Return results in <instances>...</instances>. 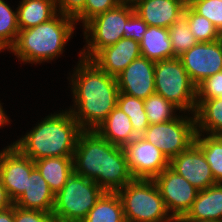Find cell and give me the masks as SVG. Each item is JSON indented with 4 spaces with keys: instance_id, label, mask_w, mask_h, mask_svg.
Listing matches in <instances>:
<instances>
[{
    "instance_id": "26",
    "label": "cell",
    "mask_w": 222,
    "mask_h": 222,
    "mask_svg": "<svg viewBox=\"0 0 222 222\" xmlns=\"http://www.w3.org/2000/svg\"><path fill=\"white\" fill-rule=\"evenodd\" d=\"M117 106L130 118L134 135L141 137L150 125L144 109V100L125 93H119Z\"/></svg>"
},
{
    "instance_id": "43",
    "label": "cell",
    "mask_w": 222,
    "mask_h": 222,
    "mask_svg": "<svg viewBox=\"0 0 222 222\" xmlns=\"http://www.w3.org/2000/svg\"><path fill=\"white\" fill-rule=\"evenodd\" d=\"M222 143V132H219L214 135Z\"/></svg>"
},
{
    "instance_id": "23",
    "label": "cell",
    "mask_w": 222,
    "mask_h": 222,
    "mask_svg": "<svg viewBox=\"0 0 222 222\" xmlns=\"http://www.w3.org/2000/svg\"><path fill=\"white\" fill-rule=\"evenodd\" d=\"M57 13L56 0H21L17 8L19 29L47 22Z\"/></svg>"
},
{
    "instance_id": "4",
    "label": "cell",
    "mask_w": 222,
    "mask_h": 222,
    "mask_svg": "<svg viewBox=\"0 0 222 222\" xmlns=\"http://www.w3.org/2000/svg\"><path fill=\"white\" fill-rule=\"evenodd\" d=\"M73 17L57 13L49 21L20 29L14 45L9 49L23 63L39 64L58 58L75 30Z\"/></svg>"
},
{
    "instance_id": "41",
    "label": "cell",
    "mask_w": 222,
    "mask_h": 222,
    "mask_svg": "<svg viewBox=\"0 0 222 222\" xmlns=\"http://www.w3.org/2000/svg\"><path fill=\"white\" fill-rule=\"evenodd\" d=\"M184 7H191L197 0H178Z\"/></svg>"
},
{
    "instance_id": "8",
    "label": "cell",
    "mask_w": 222,
    "mask_h": 222,
    "mask_svg": "<svg viewBox=\"0 0 222 222\" xmlns=\"http://www.w3.org/2000/svg\"><path fill=\"white\" fill-rule=\"evenodd\" d=\"M134 12L132 2H122L115 8L89 20L83 26L86 47L84 45L79 56L90 60L102 48L122 39L126 22Z\"/></svg>"
},
{
    "instance_id": "14",
    "label": "cell",
    "mask_w": 222,
    "mask_h": 222,
    "mask_svg": "<svg viewBox=\"0 0 222 222\" xmlns=\"http://www.w3.org/2000/svg\"><path fill=\"white\" fill-rule=\"evenodd\" d=\"M169 167L200 190L217 184L201 148L194 142L169 161Z\"/></svg>"
},
{
    "instance_id": "36",
    "label": "cell",
    "mask_w": 222,
    "mask_h": 222,
    "mask_svg": "<svg viewBox=\"0 0 222 222\" xmlns=\"http://www.w3.org/2000/svg\"><path fill=\"white\" fill-rule=\"evenodd\" d=\"M148 28L147 23L134 12L126 22L123 38H129L140 43L143 40V34Z\"/></svg>"
},
{
    "instance_id": "17",
    "label": "cell",
    "mask_w": 222,
    "mask_h": 222,
    "mask_svg": "<svg viewBox=\"0 0 222 222\" xmlns=\"http://www.w3.org/2000/svg\"><path fill=\"white\" fill-rule=\"evenodd\" d=\"M132 4L148 26L167 29L181 17L185 9L178 0H133Z\"/></svg>"
},
{
    "instance_id": "45",
    "label": "cell",
    "mask_w": 222,
    "mask_h": 222,
    "mask_svg": "<svg viewBox=\"0 0 222 222\" xmlns=\"http://www.w3.org/2000/svg\"><path fill=\"white\" fill-rule=\"evenodd\" d=\"M122 2H132L133 0H121Z\"/></svg>"
},
{
    "instance_id": "11",
    "label": "cell",
    "mask_w": 222,
    "mask_h": 222,
    "mask_svg": "<svg viewBox=\"0 0 222 222\" xmlns=\"http://www.w3.org/2000/svg\"><path fill=\"white\" fill-rule=\"evenodd\" d=\"M179 59L192 82L198 86L206 78L222 71V45L219 40L198 42Z\"/></svg>"
},
{
    "instance_id": "28",
    "label": "cell",
    "mask_w": 222,
    "mask_h": 222,
    "mask_svg": "<svg viewBox=\"0 0 222 222\" xmlns=\"http://www.w3.org/2000/svg\"><path fill=\"white\" fill-rule=\"evenodd\" d=\"M17 8L14 11L4 0H0V52L14 45L18 32Z\"/></svg>"
},
{
    "instance_id": "44",
    "label": "cell",
    "mask_w": 222,
    "mask_h": 222,
    "mask_svg": "<svg viewBox=\"0 0 222 222\" xmlns=\"http://www.w3.org/2000/svg\"><path fill=\"white\" fill-rule=\"evenodd\" d=\"M219 41H220V43L222 45V32L220 33Z\"/></svg>"
},
{
    "instance_id": "34",
    "label": "cell",
    "mask_w": 222,
    "mask_h": 222,
    "mask_svg": "<svg viewBox=\"0 0 222 222\" xmlns=\"http://www.w3.org/2000/svg\"><path fill=\"white\" fill-rule=\"evenodd\" d=\"M222 98V71L206 78L197 86L196 105L203 100Z\"/></svg>"
},
{
    "instance_id": "20",
    "label": "cell",
    "mask_w": 222,
    "mask_h": 222,
    "mask_svg": "<svg viewBox=\"0 0 222 222\" xmlns=\"http://www.w3.org/2000/svg\"><path fill=\"white\" fill-rule=\"evenodd\" d=\"M95 131L111 144L120 147H125L136 138L130 118L118 106L97 126Z\"/></svg>"
},
{
    "instance_id": "18",
    "label": "cell",
    "mask_w": 222,
    "mask_h": 222,
    "mask_svg": "<svg viewBox=\"0 0 222 222\" xmlns=\"http://www.w3.org/2000/svg\"><path fill=\"white\" fill-rule=\"evenodd\" d=\"M54 201V193L35 167L27 179L25 191L13 204L24 209L52 212Z\"/></svg>"
},
{
    "instance_id": "35",
    "label": "cell",
    "mask_w": 222,
    "mask_h": 222,
    "mask_svg": "<svg viewBox=\"0 0 222 222\" xmlns=\"http://www.w3.org/2000/svg\"><path fill=\"white\" fill-rule=\"evenodd\" d=\"M14 222H57L52 212L24 209L14 205Z\"/></svg>"
},
{
    "instance_id": "1",
    "label": "cell",
    "mask_w": 222,
    "mask_h": 222,
    "mask_svg": "<svg viewBox=\"0 0 222 222\" xmlns=\"http://www.w3.org/2000/svg\"><path fill=\"white\" fill-rule=\"evenodd\" d=\"M73 70V106L68 110L83 130H95L117 106V78L100 70L91 60L80 57Z\"/></svg>"
},
{
    "instance_id": "24",
    "label": "cell",
    "mask_w": 222,
    "mask_h": 222,
    "mask_svg": "<svg viewBox=\"0 0 222 222\" xmlns=\"http://www.w3.org/2000/svg\"><path fill=\"white\" fill-rule=\"evenodd\" d=\"M194 115L197 133L215 135L222 132V98L203 100Z\"/></svg>"
},
{
    "instance_id": "22",
    "label": "cell",
    "mask_w": 222,
    "mask_h": 222,
    "mask_svg": "<svg viewBox=\"0 0 222 222\" xmlns=\"http://www.w3.org/2000/svg\"><path fill=\"white\" fill-rule=\"evenodd\" d=\"M141 56L154 62L174 58L169 29L148 26L140 42Z\"/></svg>"
},
{
    "instance_id": "29",
    "label": "cell",
    "mask_w": 222,
    "mask_h": 222,
    "mask_svg": "<svg viewBox=\"0 0 222 222\" xmlns=\"http://www.w3.org/2000/svg\"><path fill=\"white\" fill-rule=\"evenodd\" d=\"M144 109L149 124H157L175 119L179 109L159 94H152L144 100ZM176 114V115H175Z\"/></svg>"
},
{
    "instance_id": "5",
    "label": "cell",
    "mask_w": 222,
    "mask_h": 222,
    "mask_svg": "<svg viewBox=\"0 0 222 222\" xmlns=\"http://www.w3.org/2000/svg\"><path fill=\"white\" fill-rule=\"evenodd\" d=\"M119 195L125 222H176L153 179H133Z\"/></svg>"
},
{
    "instance_id": "6",
    "label": "cell",
    "mask_w": 222,
    "mask_h": 222,
    "mask_svg": "<svg viewBox=\"0 0 222 222\" xmlns=\"http://www.w3.org/2000/svg\"><path fill=\"white\" fill-rule=\"evenodd\" d=\"M155 93L179 109L194 114L197 86L192 82L179 57L157 61L154 69Z\"/></svg>"
},
{
    "instance_id": "10",
    "label": "cell",
    "mask_w": 222,
    "mask_h": 222,
    "mask_svg": "<svg viewBox=\"0 0 222 222\" xmlns=\"http://www.w3.org/2000/svg\"><path fill=\"white\" fill-rule=\"evenodd\" d=\"M153 180L171 216L175 220L183 217L191 208L199 190L170 167L165 168Z\"/></svg>"
},
{
    "instance_id": "12",
    "label": "cell",
    "mask_w": 222,
    "mask_h": 222,
    "mask_svg": "<svg viewBox=\"0 0 222 222\" xmlns=\"http://www.w3.org/2000/svg\"><path fill=\"white\" fill-rule=\"evenodd\" d=\"M124 149L134 179H154L169 167V160L161 150L143 137H136Z\"/></svg>"
},
{
    "instance_id": "3",
    "label": "cell",
    "mask_w": 222,
    "mask_h": 222,
    "mask_svg": "<svg viewBox=\"0 0 222 222\" xmlns=\"http://www.w3.org/2000/svg\"><path fill=\"white\" fill-rule=\"evenodd\" d=\"M83 129L69 110L46 116L19 140L15 146L23 155L36 161L51 157H73Z\"/></svg>"
},
{
    "instance_id": "25",
    "label": "cell",
    "mask_w": 222,
    "mask_h": 222,
    "mask_svg": "<svg viewBox=\"0 0 222 222\" xmlns=\"http://www.w3.org/2000/svg\"><path fill=\"white\" fill-rule=\"evenodd\" d=\"M81 222H125L117 192H104Z\"/></svg>"
},
{
    "instance_id": "39",
    "label": "cell",
    "mask_w": 222,
    "mask_h": 222,
    "mask_svg": "<svg viewBox=\"0 0 222 222\" xmlns=\"http://www.w3.org/2000/svg\"><path fill=\"white\" fill-rule=\"evenodd\" d=\"M0 222H14V204L6 210L0 211Z\"/></svg>"
},
{
    "instance_id": "30",
    "label": "cell",
    "mask_w": 222,
    "mask_h": 222,
    "mask_svg": "<svg viewBox=\"0 0 222 222\" xmlns=\"http://www.w3.org/2000/svg\"><path fill=\"white\" fill-rule=\"evenodd\" d=\"M169 35L175 57H179L198 43L190 31L188 19L184 14L169 27Z\"/></svg>"
},
{
    "instance_id": "7",
    "label": "cell",
    "mask_w": 222,
    "mask_h": 222,
    "mask_svg": "<svg viewBox=\"0 0 222 222\" xmlns=\"http://www.w3.org/2000/svg\"><path fill=\"white\" fill-rule=\"evenodd\" d=\"M104 192L93 180L73 172L55 195L52 213L57 222H81Z\"/></svg>"
},
{
    "instance_id": "31",
    "label": "cell",
    "mask_w": 222,
    "mask_h": 222,
    "mask_svg": "<svg viewBox=\"0 0 222 222\" xmlns=\"http://www.w3.org/2000/svg\"><path fill=\"white\" fill-rule=\"evenodd\" d=\"M183 14L187 17L190 31L198 42L219 40V30L207 18L197 14L191 7H185Z\"/></svg>"
},
{
    "instance_id": "37",
    "label": "cell",
    "mask_w": 222,
    "mask_h": 222,
    "mask_svg": "<svg viewBox=\"0 0 222 222\" xmlns=\"http://www.w3.org/2000/svg\"><path fill=\"white\" fill-rule=\"evenodd\" d=\"M86 0H56L57 11L61 14L75 17L83 8Z\"/></svg>"
},
{
    "instance_id": "21",
    "label": "cell",
    "mask_w": 222,
    "mask_h": 222,
    "mask_svg": "<svg viewBox=\"0 0 222 222\" xmlns=\"http://www.w3.org/2000/svg\"><path fill=\"white\" fill-rule=\"evenodd\" d=\"M35 167L56 195L74 172L73 157H51L34 161Z\"/></svg>"
},
{
    "instance_id": "19",
    "label": "cell",
    "mask_w": 222,
    "mask_h": 222,
    "mask_svg": "<svg viewBox=\"0 0 222 222\" xmlns=\"http://www.w3.org/2000/svg\"><path fill=\"white\" fill-rule=\"evenodd\" d=\"M177 220H214L222 222V183L197 193L187 213Z\"/></svg>"
},
{
    "instance_id": "13",
    "label": "cell",
    "mask_w": 222,
    "mask_h": 222,
    "mask_svg": "<svg viewBox=\"0 0 222 222\" xmlns=\"http://www.w3.org/2000/svg\"><path fill=\"white\" fill-rule=\"evenodd\" d=\"M34 168V161L23 155L15 146H7L0 151V176L13 203L25 191L27 179Z\"/></svg>"
},
{
    "instance_id": "33",
    "label": "cell",
    "mask_w": 222,
    "mask_h": 222,
    "mask_svg": "<svg viewBox=\"0 0 222 222\" xmlns=\"http://www.w3.org/2000/svg\"><path fill=\"white\" fill-rule=\"evenodd\" d=\"M191 8L200 16L207 18L222 32V1L221 0H197Z\"/></svg>"
},
{
    "instance_id": "27",
    "label": "cell",
    "mask_w": 222,
    "mask_h": 222,
    "mask_svg": "<svg viewBox=\"0 0 222 222\" xmlns=\"http://www.w3.org/2000/svg\"><path fill=\"white\" fill-rule=\"evenodd\" d=\"M195 143L201 148L216 183H222V143L214 136L196 133Z\"/></svg>"
},
{
    "instance_id": "38",
    "label": "cell",
    "mask_w": 222,
    "mask_h": 222,
    "mask_svg": "<svg viewBox=\"0 0 222 222\" xmlns=\"http://www.w3.org/2000/svg\"><path fill=\"white\" fill-rule=\"evenodd\" d=\"M13 205V202L7 195L4 185L2 184L0 176V211L6 210Z\"/></svg>"
},
{
    "instance_id": "2",
    "label": "cell",
    "mask_w": 222,
    "mask_h": 222,
    "mask_svg": "<svg viewBox=\"0 0 222 222\" xmlns=\"http://www.w3.org/2000/svg\"><path fill=\"white\" fill-rule=\"evenodd\" d=\"M74 173L93 180L105 192H117L134 178L124 147L116 146L95 130H83L73 154Z\"/></svg>"
},
{
    "instance_id": "15",
    "label": "cell",
    "mask_w": 222,
    "mask_h": 222,
    "mask_svg": "<svg viewBox=\"0 0 222 222\" xmlns=\"http://www.w3.org/2000/svg\"><path fill=\"white\" fill-rule=\"evenodd\" d=\"M155 63L145 57L133 60L116 78L119 93L145 100L155 93Z\"/></svg>"
},
{
    "instance_id": "9",
    "label": "cell",
    "mask_w": 222,
    "mask_h": 222,
    "mask_svg": "<svg viewBox=\"0 0 222 222\" xmlns=\"http://www.w3.org/2000/svg\"><path fill=\"white\" fill-rule=\"evenodd\" d=\"M196 133L195 115L183 118L182 114L171 121L150 124L141 137L160 149L170 161L195 142Z\"/></svg>"
},
{
    "instance_id": "42",
    "label": "cell",
    "mask_w": 222,
    "mask_h": 222,
    "mask_svg": "<svg viewBox=\"0 0 222 222\" xmlns=\"http://www.w3.org/2000/svg\"><path fill=\"white\" fill-rule=\"evenodd\" d=\"M176 222H220L214 220H176Z\"/></svg>"
},
{
    "instance_id": "40",
    "label": "cell",
    "mask_w": 222,
    "mask_h": 222,
    "mask_svg": "<svg viewBox=\"0 0 222 222\" xmlns=\"http://www.w3.org/2000/svg\"><path fill=\"white\" fill-rule=\"evenodd\" d=\"M1 104L2 103H0V128L2 126L4 127V124L6 126L10 122Z\"/></svg>"
},
{
    "instance_id": "16",
    "label": "cell",
    "mask_w": 222,
    "mask_h": 222,
    "mask_svg": "<svg viewBox=\"0 0 222 222\" xmlns=\"http://www.w3.org/2000/svg\"><path fill=\"white\" fill-rule=\"evenodd\" d=\"M141 57L140 43L122 38L99 50L90 60L108 75L117 77L133 60Z\"/></svg>"
},
{
    "instance_id": "32",
    "label": "cell",
    "mask_w": 222,
    "mask_h": 222,
    "mask_svg": "<svg viewBox=\"0 0 222 222\" xmlns=\"http://www.w3.org/2000/svg\"><path fill=\"white\" fill-rule=\"evenodd\" d=\"M122 3L121 0H86L84 8L74 17L75 22L83 26L95 16L105 13Z\"/></svg>"
}]
</instances>
